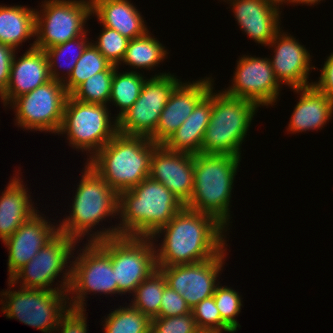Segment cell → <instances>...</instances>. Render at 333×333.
<instances>
[{
  "label": "cell",
  "instance_id": "obj_1",
  "mask_svg": "<svg viewBox=\"0 0 333 333\" xmlns=\"http://www.w3.org/2000/svg\"><path fill=\"white\" fill-rule=\"evenodd\" d=\"M224 231L227 228L215 217L184 206L151 237L155 240L164 233L161 245L155 250L157 267L192 264L216 257L227 248Z\"/></svg>",
  "mask_w": 333,
  "mask_h": 333
},
{
  "label": "cell",
  "instance_id": "obj_2",
  "mask_svg": "<svg viewBox=\"0 0 333 333\" xmlns=\"http://www.w3.org/2000/svg\"><path fill=\"white\" fill-rule=\"evenodd\" d=\"M184 206L164 184L147 177L130 190L119 193L121 223L93 232L87 241L99 242L119 235L151 238Z\"/></svg>",
  "mask_w": 333,
  "mask_h": 333
},
{
  "label": "cell",
  "instance_id": "obj_3",
  "mask_svg": "<svg viewBox=\"0 0 333 333\" xmlns=\"http://www.w3.org/2000/svg\"><path fill=\"white\" fill-rule=\"evenodd\" d=\"M158 145L145 136L117 133L86 164L119 194L149 177L151 156Z\"/></svg>",
  "mask_w": 333,
  "mask_h": 333
},
{
  "label": "cell",
  "instance_id": "obj_4",
  "mask_svg": "<svg viewBox=\"0 0 333 333\" xmlns=\"http://www.w3.org/2000/svg\"><path fill=\"white\" fill-rule=\"evenodd\" d=\"M240 161L238 156L195 154L194 186L185 207L209 214L228 228L233 182Z\"/></svg>",
  "mask_w": 333,
  "mask_h": 333
},
{
  "label": "cell",
  "instance_id": "obj_5",
  "mask_svg": "<svg viewBox=\"0 0 333 333\" xmlns=\"http://www.w3.org/2000/svg\"><path fill=\"white\" fill-rule=\"evenodd\" d=\"M259 106L213 92L212 113L201 145V153L241 157V145Z\"/></svg>",
  "mask_w": 333,
  "mask_h": 333
},
{
  "label": "cell",
  "instance_id": "obj_6",
  "mask_svg": "<svg viewBox=\"0 0 333 333\" xmlns=\"http://www.w3.org/2000/svg\"><path fill=\"white\" fill-rule=\"evenodd\" d=\"M82 174L70 216L57 225L59 232L77 242L90 234L100 221L106 220L104 218L117 216L119 204V194L90 166L85 165Z\"/></svg>",
  "mask_w": 333,
  "mask_h": 333
},
{
  "label": "cell",
  "instance_id": "obj_7",
  "mask_svg": "<svg viewBox=\"0 0 333 333\" xmlns=\"http://www.w3.org/2000/svg\"><path fill=\"white\" fill-rule=\"evenodd\" d=\"M83 247L82 253L70 264L71 282L67 294L68 303L72 309L86 310V295L93 294H118V285L111 261V237L99 242H88ZM72 300H71V299ZM72 301V302H71Z\"/></svg>",
  "mask_w": 333,
  "mask_h": 333
},
{
  "label": "cell",
  "instance_id": "obj_8",
  "mask_svg": "<svg viewBox=\"0 0 333 333\" xmlns=\"http://www.w3.org/2000/svg\"><path fill=\"white\" fill-rule=\"evenodd\" d=\"M109 112L107 105L84 103L69 95L57 134L66 133L69 145L88 151L91 158L118 133L117 119Z\"/></svg>",
  "mask_w": 333,
  "mask_h": 333
},
{
  "label": "cell",
  "instance_id": "obj_9",
  "mask_svg": "<svg viewBox=\"0 0 333 333\" xmlns=\"http://www.w3.org/2000/svg\"><path fill=\"white\" fill-rule=\"evenodd\" d=\"M1 291V311L10 319L51 333L58 327L61 317L70 308L67 291L19 288ZM6 301V302H5ZM68 301V302H67Z\"/></svg>",
  "mask_w": 333,
  "mask_h": 333
},
{
  "label": "cell",
  "instance_id": "obj_10",
  "mask_svg": "<svg viewBox=\"0 0 333 333\" xmlns=\"http://www.w3.org/2000/svg\"><path fill=\"white\" fill-rule=\"evenodd\" d=\"M36 10L35 48L46 50L88 32L84 29L92 15L87 0H45ZM87 20V21H86Z\"/></svg>",
  "mask_w": 333,
  "mask_h": 333
},
{
  "label": "cell",
  "instance_id": "obj_11",
  "mask_svg": "<svg viewBox=\"0 0 333 333\" xmlns=\"http://www.w3.org/2000/svg\"><path fill=\"white\" fill-rule=\"evenodd\" d=\"M76 243L79 242L58 232L26 265L8 279L9 288L14 287L20 280L22 285L19 286L23 288L68 291L71 282V267H68L67 263L72 262L69 259L73 257ZM67 267L69 270L64 269ZM62 272L64 279L63 282L61 281L60 287H49Z\"/></svg>",
  "mask_w": 333,
  "mask_h": 333
},
{
  "label": "cell",
  "instance_id": "obj_12",
  "mask_svg": "<svg viewBox=\"0 0 333 333\" xmlns=\"http://www.w3.org/2000/svg\"><path fill=\"white\" fill-rule=\"evenodd\" d=\"M68 96L63 82L51 79L15 98L10 106L16 109V124L25 130L58 133Z\"/></svg>",
  "mask_w": 333,
  "mask_h": 333
},
{
  "label": "cell",
  "instance_id": "obj_13",
  "mask_svg": "<svg viewBox=\"0 0 333 333\" xmlns=\"http://www.w3.org/2000/svg\"><path fill=\"white\" fill-rule=\"evenodd\" d=\"M180 83L170 72L147 78L136 102L117 120L118 133L149 138L155 132L172 92Z\"/></svg>",
  "mask_w": 333,
  "mask_h": 333
},
{
  "label": "cell",
  "instance_id": "obj_14",
  "mask_svg": "<svg viewBox=\"0 0 333 333\" xmlns=\"http://www.w3.org/2000/svg\"><path fill=\"white\" fill-rule=\"evenodd\" d=\"M154 240L150 237H111V261L118 295L133 293L157 269Z\"/></svg>",
  "mask_w": 333,
  "mask_h": 333
},
{
  "label": "cell",
  "instance_id": "obj_15",
  "mask_svg": "<svg viewBox=\"0 0 333 333\" xmlns=\"http://www.w3.org/2000/svg\"><path fill=\"white\" fill-rule=\"evenodd\" d=\"M225 248L219 255L192 264L157 267L167 280V285L178 292L192 309L199 302L214 295L216 282L226 258Z\"/></svg>",
  "mask_w": 333,
  "mask_h": 333
},
{
  "label": "cell",
  "instance_id": "obj_16",
  "mask_svg": "<svg viewBox=\"0 0 333 333\" xmlns=\"http://www.w3.org/2000/svg\"><path fill=\"white\" fill-rule=\"evenodd\" d=\"M232 86L224 93L256 103L259 107L274 105L280 91V83L274 75L269 58L243 55L237 61Z\"/></svg>",
  "mask_w": 333,
  "mask_h": 333
},
{
  "label": "cell",
  "instance_id": "obj_17",
  "mask_svg": "<svg viewBox=\"0 0 333 333\" xmlns=\"http://www.w3.org/2000/svg\"><path fill=\"white\" fill-rule=\"evenodd\" d=\"M149 177L164 184L186 205L194 186V154L171 151L159 144L151 156Z\"/></svg>",
  "mask_w": 333,
  "mask_h": 333
},
{
  "label": "cell",
  "instance_id": "obj_18",
  "mask_svg": "<svg viewBox=\"0 0 333 333\" xmlns=\"http://www.w3.org/2000/svg\"><path fill=\"white\" fill-rule=\"evenodd\" d=\"M211 77L180 83L172 92L161 112L155 132L149 137L157 144H163L188 118L196 105L214 88Z\"/></svg>",
  "mask_w": 333,
  "mask_h": 333
},
{
  "label": "cell",
  "instance_id": "obj_19",
  "mask_svg": "<svg viewBox=\"0 0 333 333\" xmlns=\"http://www.w3.org/2000/svg\"><path fill=\"white\" fill-rule=\"evenodd\" d=\"M267 46L274 47V56L269 60L281 85L291 89L312 85L308 75L315 67L310 65V53L296 38L280 30Z\"/></svg>",
  "mask_w": 333,
  "mask_h": 333
},
{
  "label": "cell",
  "instance_id": "obj_20",
  "mask_svg": "<svg viewBox=\"0 0 333 333\" xmlns=\"http://www.w3.org/2000/svg\"><path fill=\"white\" fill-rule=\"evenodd\" d=\"M35 213L13 234L3 241L8 248V275L10 279L26 265L58 232L59 228L41 214ZM45 218V219H44Z\"/></svg>",
  "mask_w": 333,
  "mask_h": 333
},
{
  "label": "cell",
  "instance_id": "obj_21",
  "mask_svg": "<svg viewBox=\"0 0 333 333\" xmlns=\"http://www.w3.org/2000/svg\"><path fill=\"white\" fill-rule=\"evenodd\" d=\"M30 45L21 58L13 57L8 86L0 95L4 106L51 80L44 50L35 48V41Z\"/></svg>",
  "mask_w": 333,
  "mask_h": 333
},
{
  "label": "cell",
  "instance_id": "obj_22",
  "mask_svg": "<svg viewBox=\"0 0 333 333\" xmlns=\"http://www.w3.org/2000/svg\"><path fill=\"white\" fill-rule=\"evenodd\" d=\"M234 17L249 38L262 46H267L281 30V14L277 7L266 0H227Z\"/></svg>",
  "mask_w": 333,
  "mask_h": 333
},
{
  "label": "cell",
  "instance_id": "obj_23",
  "mask_svg": "<svg viewBox=\"0 0 333 333\" xmlns=\"http://www.w3.org/2000/svg\"><path fill=\"white\" fill-rule=\"evenodd\" d=\"M293 90L300 93V98L291 115L288 132L296 134L307 130L322 129L332 118L333 100L313 85L293 88Z\"/></svg>",
  "mask_w": 333,
  "mask_h": 333
},
{
  "label": "cell",
  "instance_id": "obj_24",
  "mask_svg": "<svg viewBox=\"0 0 333 333\" xmlns=\"http://www.w3.org/2000/svg\"><path fill=\"white\" fill-rule=\"evenodd\" d=\"M129 0H94L92 14L101 25L116 30L128 39L145 35L149 30L136 6Z\"/></svg>",
  "mask_w": 333,
  "mask_h": 333
},
{
  "label": "cell",
  "instance_id": "obj_25",
  "mask_svg": "<svg viewBox=\"0 0 333 333\" xmlns=\"http://www.w3.org/2000/svg\"><path fill=\"white\" fill-rule=\"evenodd\" d=\"M213 104V88L196 105L182 125L162 144L166 149L191 154L201 153V145L209 124Z\"/></svg>",
  "mask_w": 333,
  "mask_h": 333
},
{
  "label": "cell",
  "instance_id": "obj_26",
  "mask_svg": "<svg viewBox=\"0 0 333 333\" xmlns=\"http://www.w3.org/2000/svg\"><path fill=\"white\" fill-rule=\"evenodd\" d=\"M16 174L0 197V238L6 240L37 210L32 203L27 189Z\"/></svg>",
  "mask_w": 333,
  "mask_h": 333
},
{
  "label": "cell",
  "instance_id": "obj_27",
  "mask_svg": "<svg viewBox=\"0 0 333 333\" xmlns=\"http://www.w3.org/2000/svg\"><path fill=\"white\" fill-rule=\"evenodd\" d=\"M35 10L21 5H0V43L17 50L28 38H35Z\"/></svg>",
  "mask_w": 333,
  "mask_h": 333
},
{
  "label": "cell",
  "instance_id": "obj_28",
  "mask_svg": "<svg viewBox=\"0 0 333 333\" xmlns=\"http://www.w3.org/2000/svg\"><path fill=\"white\" fill-rule=\"evenodd\" d=\"M167 49L159 40L152 37L148 31L145 35L129 40L125 55L121 63L132 66L135 69L143 68L151 70L163 62Z\"/></svg>",
  "mask_w": 333,
  "mask_h": 333
},
{
  "label": "cell",
  "instance_id": "obj_29",
  "mask_svg": "<svg viewBox=\"0 0 333 333\" xmlns=\"http://www.w3.org/2000/svg\"><path fill=\"white\" fill-rule=\"evenodd\" d=\"M166 285L165 275L157 268L132 293L134 300L130 305L150 319L158 318Z\"/></svg>",
  "mask_w": 333,
  "mask_h": 333
},
{
  "label": "cell",
  "instance_id": "obj_30",
  "mask_svg": "<svg viewBox=\"0 0 333 333\" xmlns=\"http://www.w3.org/2000/svg\"><path fill=\"white\" fill-rule=\"evenodd\" d=\"M117 69L112 78L109 103L113 102L114 106L119 107L120 111L115 116L118 120L136 102L146 78L133 70L119 73Z\"/></svg>",
  "mask_w": 333,
  "mask_h": 333
},
{
  "label": "cell",
  "instance_id": "obj_31",
  "mask_svg": "<svg viewBox=\"0 0 333 333\" xmlns=\"http://www.w3.org/2000/svg\"><path fill=\"white\" fill-rule=\"evenodd\" d=\"M111 65V62L91 42L78 59L69 77L63 81L66 92L71 95L85 80L95 73L105 71Z\"/></svg>",
  "mask_w": 333,
  "mask_h": 333
},
{
  "label": "cell",
  "instance_id": "obj_32",
  "mask_svg": "<svg viewBox=\"0 0 333 333\" xmlns=\"http://www.w3.org/2000/svg\"><path fill=\"white\" fill-rule=\"evenodd\" d=\"M104 321L105 333H150L151 330V319L131 305L116 308Z\"/></svg>",
  "mask_w": 333,
  "mask_h": 333
},
{
  "label": "cell",
  "instance_id": "obj_33",
  "mask_svg": "<svg viewBox=\"0 0 333 333\" xmlns=\"http://www.w3.org/2000/svg\"><path fill=\"white\" fill-rule=\"evenodd\" d=\"M118 68L111 65L105 71L95 73L93 76L85 80L71 96L84 103H93L108 105L111 94V83L114 70Z\"/></svg>",
  "mask_w": 333,
  "mask_h": 333
},
{
  "label": "cell",
  "instance_id": "obj_34",
  "mask_svg": "<svg viewBox=\"0 0 333 333\" xmlns=\"http://www.w3.org/2000/svg\"><path fill=\"white\" fill-rule=\"evenodd\" d=\"M86 33L82 36L76 37L74 39H71L63 44H59L57 46H52L46 50H44L46 56H47V60H48V66H49V74H50V78L53 80H57V81H61L63 82L66 78L69 77V75L71 74L72 70L74 69L78 59L81 57V55L83 54L84 50L86 49V47L91 43L88 40V38L86 37ZM87 38V39H86ZM77 48V50H76ZM75 49V50H74ZM75 51L73 55L71 52ZM66 51L68 53H71V57L66 58L65 60H67L66 62V72L64 75H66L67 77L61 76L60 72H58V63L57 61H59L63 55H66ZM59 59V60H58ZM61 61V60H60ZM60 63V62H59ZM60 68H62V64H60V66H58Z\"/></svg>",
  "mask_w": 333,
  "mask_h": 333
},
{
  "label": "cell",
  "instance_id": "obj_35",
  "mask_svg": "<svg viewBox=\"0 0 333 333\" xmlns=\"http://www.w3.org/2000/svg\"><path fill=\"white\" fill-rule=\"evenodd\" d=\"M213 296L222 321L233 332H236L237 328L241 327L237 319H235L241 311L242 299L240 294L231 287L218 284Z\"/></svg>",
  "mask_w": 333,
  "mask_h": 333
},
{
  "label": "cell",
  "instance_id": "obj_36",
  "mask_svg": "<svg viewBox=\"0 0 333 333\" xmlns=\"http://www.w3.org/2000/svg\"><path fill=\"white\" fill-rule=\"evenodd\" d=\"M102 29L98 40L93 45L111 64L119 68L130 39L106 26H103Z\"/></svg>",
  "mask_w": 333,
  "mask_h": 333
},
{
  "label": "cell",
  "instance_id": "obj_37",
  "mask_svg": "<svg viewBox=\"0 0 333 333\" xmlns=\"http://www.w3.org/2000/svg\"><path fill=\"white\" fill-rule=\"evenodd\" d=\"M198 329L210 330L216 333H234L221 319L214 296L199 302L191 309Z\"/></svg>",
  "mask_w": 333,
  "mask_h": 333
},
{
  "label": "cell",
  "instance_id": "obj_38",
  "mask_svg": "<svg viewBox=\"0 0 333 333\" xmlns=\"http://www.w3.org/2000/svg\"><path fill=\"white\" fill-rule=\"evenodd\" d=\"M197 330L192 312L180 316L151 319L150 333H195Z\"/></svg>",
  "mask_w": 333,
  "mask_h": 333
},
{
  "label": "cell",
  "instance_id": "obj_39",
  "mask_svg": "<svg viewBox=\"0 0 333 333\" xmlns=\"http://www.w3.org/2000/svg\"><path fill=\"white\" fill-rule=\"evenodd\" d=\"M191 313L186 300L168 285L164 288L158 317H173Z\"/></svg>",
  "mask_w": 333,
  "mask_h": 333
},
{
  "label": "cell",
  "instance_id": "obj_40",
  "mask_svg": "<svg viewBox=\"0 0 333 333\" xmlns=\"http://www.w3.org/2000/svg\"><path fill=\"white\" fill-rule=\"evenodd\" d=\"M85 312L86 310L69 308L61 317L55 332L61 330V333H87V318L85 317L87 314Z\"/></svg>",
  "mask_w": 333,
  "mask_h": 333
},
{
  "label": "cell",
  "instance_id": "obj_41",
  "mask_svg": "<svg viewBox=\"0 0 333 333\" xmlns=\"http://www.w3.org/2000/svg\"><path fill=\"white\" fill-rule=\"evenodd\" d=\"M312 85L333 100V52L327 57L318 82H312Z\"/></svg>",
  "mask_w": 333,
  "mask_h": 333
},
{
  "label": "cell",
  "instance_id": "obj_42",
  "mask_svg": "<svg viewBox=\"0 0 333 333\" xmlns=\"http://www.w3.org/2000/svg\"><path fill=\"white\" fill-rule=\"evenodd\" d=\"M15 51L12 47L0 43V95L8 86Z\"/></svg>",
  "mask_w": 333,
  "mask_h": 333
},
{
  "label": "cell",
  "instance_id": "obj_43",
  "mask_svg": "<svg viewBox=\"0 0 333 333\" xmlns=\"http://www.w3.org/2000/svg\"><path fill=\"white\" fill-rule=\"evenodd\" d=\"M321 0H292V3L295 4H308V5H315L318 4ZM323 1V0H322Z\"/></svg>",
  "mask_w": 333,
  "mask_h": 333
},
{
  "label": "cell",
  "instance_id": "obj_44",
  "mask_svg": "<svg viewBox=\"0 0 333 333\" xmlns=\"http://www.w3.org/2000/svg\"><path fill=\"white\" fill-rule=\"evenodd\" d=\"M269 4L277 7L279 9V6L283 3H292V0H266Z\"/></svg>",
  "mask_w": 333,
  "mask_h": 333
},
{
  "label": "cell",
  "instance_id": "obj_45",
  "mask_svg": "<svg viewBox=\"0 0 333 333\" xmlns=\"http://www.w3.org/2000/svg\"><path fill=\"white\" fill-rule=\"evenodd\" d=\"M195 333H216L210 330H202V329H198Z\"/></svg>",
  "mask_w": 333,
  "mask_h": 333
}]
</instances>
